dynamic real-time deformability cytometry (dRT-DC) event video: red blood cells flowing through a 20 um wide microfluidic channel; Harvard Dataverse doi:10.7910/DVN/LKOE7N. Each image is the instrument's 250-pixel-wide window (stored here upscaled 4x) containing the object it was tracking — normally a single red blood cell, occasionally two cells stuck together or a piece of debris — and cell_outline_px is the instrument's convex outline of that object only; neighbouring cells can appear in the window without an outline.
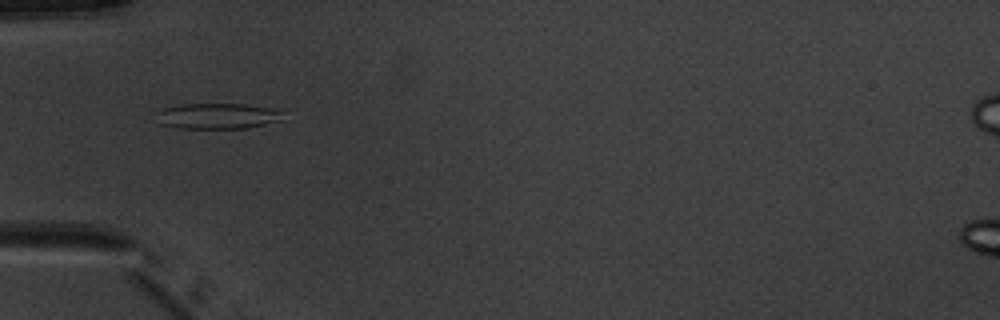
{"species": "common noctule bat (a hibernating species)", "species_latin": "Nyctalus noctula", "temperature_condition": "warm", "stored_images_in_passage": 6, "camera_frame_rate_fps": 3000, "um_per_image_px": 0.085, "animal": {"sex": "male", "body_mass_g": 20.1, "forearm_length_mm": 53.5}, "frame": {"image": 1, "passage_image": 5, "time_ms": 4.667, "image_size_px": [1000, 320], "cell_outline_px": [[284, 120], [248, 128], [176, 128], [160, 124], [156, 112], [160, 108], [180, 104], [244, 104], [280, 108]], "centroid_in_image_um": [18.52, 9.85], "position_along_channel_um": 66.5, "area_um2": 19.36}}
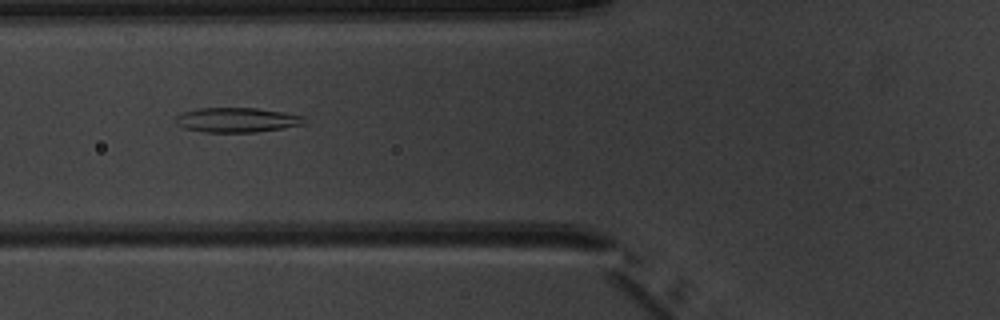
{"frame": {"image": 2, "passage_image": 6, "time_ms": 5.667, "image_size_px": [1000, 320], "cell_outline_px": [[308, 124], [256, 132], [204, 132], [184, 128], [176, 124], [176, 116], [184, 112], [196, 108], [256, 108], [284, 112], [304, 116]], "centroid_in_image_um": [20.17, 10.19], "position_along_channel_um": 105.6, "area_um2": 18.61}}